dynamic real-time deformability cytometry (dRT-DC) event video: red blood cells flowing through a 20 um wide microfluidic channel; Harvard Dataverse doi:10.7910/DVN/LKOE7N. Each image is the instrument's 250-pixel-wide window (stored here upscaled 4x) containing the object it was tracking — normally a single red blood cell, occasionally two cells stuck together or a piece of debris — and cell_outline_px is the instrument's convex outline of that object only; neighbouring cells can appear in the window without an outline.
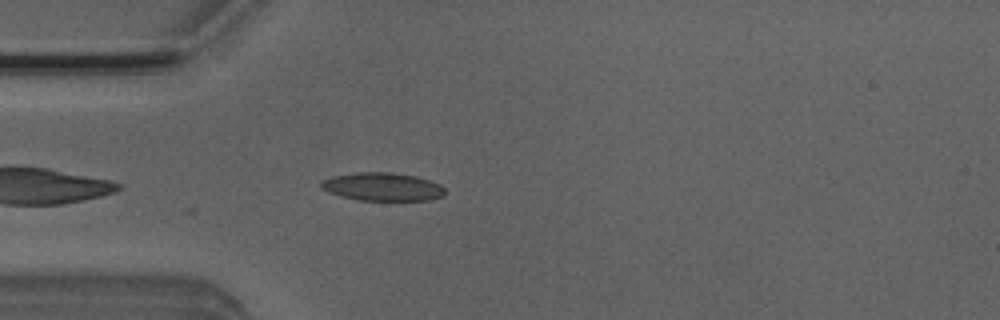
{"species": "Egyptian fruit bat (a non-hibernating species)", "species_latin": "Rousettus aegyptiacus", "temperature_condition": "room temperature", "stored_images_in_passage": 1, "camera_frame_rate_fps": 3000, "um_per_image_px": 0.085, "animal": {"sex": "male"}, "frame": {"image": 1, "passage_image": 1, "time_ms": 0.0, "image_size_px": [1000, 320], "cell_outline_px": [[444, 196], [428, 200], [356, 200], [340, 196], [328, 192], [320, 188], [320, 180], [332, 176], [356, 172], [392, 172], [416, 176], [440, 184], [444, 188]], "centroid_in_image_um": [32.46, 15.87], "position_along_channel_um": 52.5, "area_um2": 20.52}}